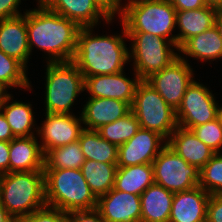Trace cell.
<instances>
[{"label":"cell","instance_id":"obj_36","mask_svg":"<svg viewBox=\"0 0 222 222\" xmlns=\"http://www.w3.org/2000/svg\"><path fill=\"white\" fill-rule=\"evenodd\" d=\"M94 1L111 19H116V20L123 14L127 2V0H94Z\"/></svg>","mask_w":222,"mask_h":222},{"label":"cell","instance_id":"obj_14","mask_svg":"<svg viewBox=\"0 0 222 222\" xmlns=\"http://www.w3.org/2000/svg\"><path fill=\"white\" fill-rule=\"evenodd\" d=\"M167 145V139L156 131L140 128L127 142L118 147L117 167L149 164Z\"/></svg>","mask_w":222,"mask_h":222},{"label":"cell","instance_id":"obj_35","mask_svg":"<svg viewBox=\"0 0 222 222\" xmlns=\"http://www.w3.org/2000/svg\"><path fill=\"white\" fill-rule=\"evenodd\" d=\"M22 1L26 0H0V20L23 15L28 9L24 8L22 13V7L20 6Z\"/></svg>","mask_w":222,"mask_h":222},{"label":"cell","instance_id":"obj_37","mask_svg":"<svg viewBox=\"0 0 222 222\" xmlns=\"http://www.w3.org/2000/svg\"><path fill=\"white\" fill-rule=\"evenodd\" d=\"M206 222H222V195H210L207 203Z\"/></svg>","mask_w":222,"mask_h":222},{"label":"cell","instance_id":"obj_24","mask_svg":"<svg viewBox=\"0 0 222 222\" xmlns=\"http://www.w3.org/2000/svg\"><path fill=\"white\" fill-rule=\"evenodd\" d=\"M217 8L205 6L200 9L176 10V46L178 49L190 38L215 25Z\"/></svg>","mask_w":222,"mask_h":222},{"label":"cell","instance_id":"obj_3","mask_svg":"<svg viewBox=\"0 0 222 222\" xmlns=\"http://www.w3.org/2000/svg\"><path fill=\"white\" fill-rule=\"evenodd\" d=\"M0 203L15 220L46 206L44 171L1 174Z\"/></svg>","mask_w":222,"mask_h":222},{"label":"cell","instance_id":"obj_1","mask_svg":"<svg viewBox=\"0 0 222 222\" xmlns=\"http://www.w3.org/2000/svg\"><path fill=\"white\" fill-rule=\"evenodd\" d=\"M36 7L26 11L28 45L31 56L34 49L42 51L46 62L73 60L80 27L73 21L51 11L36 0ZM35 47V48H34Z\"/></svg>","mask_w":222,"mask_h":222},{"label":"cell","instance_id":"obj_12","mask_svg":"<svg viewBox=\"0 0 222 222\" xmlns=\"http://www.w3.org/2000/svg\"><path fill=\"white\" fill-rule=\"evenodd\" d=\"M45 114V115H44ZM44 121L38 125L37 137L45 155L49 150L79 140L84 129L81 115L43 113Z\"/></svg>","mask_w":222,"mask_h":222},{"label":"cell","instance_id":"obj_41","mask_svg":"<svg viewBox=\"0 0 222 222\" xmlns=\"http://www.w3.org/2000/svg\"><path fill=\"white\" fill-rule=\"evenodd\" d=\"M14 138L10 125L7 123L6 117L0 110V141L10 142Z\"/></svg>","mask_w":222,"mask_h":222},{"label":"cell","instance_id":"obj_46","mask_svg":"<svg viewBox=\"0 0 222 222\" xmlns=\"http://www.w3.org/2000/svg\"><path fill=\"white\" fill-rule=\"evenodd\" d=\"M218 119L220 120V123L222 124V104L218 105Z\"/></svg>","mask_w":222,"mask_h":222},{"label":"cell","instance_id":"obj_17","mask_svg":"<svg viewBox=\"0 0 222 222\" xmlns=\"http://www.w3.org/2000/svg\"><path fill=\"white\" fill-rule=\"evenodd\" d=\"M81 115L85 129L97 130L102 125L112 123L131 111V105L118 99L86 98Z\"/></svg>","mask_w":222,"mask_h":222},{"label":"cell","instance_id":"obj_15","mask_svg":"<svg viewBox=\"0 0 222 222\" xmlns=\"http://www.w3.org/2000/svg\"><path fill=\"white\" fill-rule=\"evenodd\" d=\"M51 11L75 22L80 28L111 25V19L94 0H39ZM103 21V23H101Z\"/></svg>","mask_w":222,"mask_h":222},{"label":"cell","instance_id":"obj_10","mask_svg":"<svg viewBox=\"0 0 222 222\" xmlns=\"http://www.w3.org/2000/svg\"><path fill=\"white\" fill-rule=\"evenodd\" d=\"M198 80V81H197ZM187 87L180 106L176 110L178 126L191 130L218 117L219 100L207 84L197 78Z\"/></svg>","mask_w":222,"mask_h":222},{"label":"cell","instance_id":"obj_42","mask_svg":"<svg viewBox=\"0 0 222 222\" xmlns=\"http://www.w3.org/2000/svg\"><path fill=\"white\" fill-rule=\"evenodd\" d=\"M14 220L7 209L0 203V222H13Z\"/></svg>","mask_w":222,"mask_h":222},{"label":"cell","instance_id":"obj_43","mask_svg":"<svg viewBox=\"0 0 222 222\" xmlns=\"http://www.w3.org/2000/svg\"><path fill=\"white\" fill-rule=\"evenodd\" d=\"M215 26L218 28L220 37L222 39V8L217 9L216 19H215Z\"/></svg>","mask_w":222,"mask_h":222},{"label":"cell","instance_id":"obj_40","mask_svg":"<svg viewBox=\"0 0 222 222\" xmlns=\"http://www.w3.org/2000/svg\"><path fill=\"white\" fill-rule=\"evenodd\" d=\"M9 173V142L0 141V175Z\"/></svg>","mask_w":222,"mask_h":222},{"label":"cell","instance_id":"obj_38","mask_svg":"<svg viewBox=\"0 0 222 222\" xmlns=\"http://www.w3.org/2000/svg\"><path fill=\"white\" fill-rule=\"evenodd\" d=\"M67 222H105L96 210L71 211L67 213Z\"/></svg>","mask_w":222,"mask_h":222},{"label":"cell","instance_id":"obj_33","mask_svg":"<svg viewBox=\"0 0 222 222\" xmlns=\"http://www.w3.org/2000/svg\"><path fill=\"white\" fill-rule=\"evenodd\" d=\"M192 132L215 153H222V124L218 117L203 125L193 127Z\"/></svg>","mask_w":222,"mask_h":222},{"label":"cell","instance_id":"obj_11","mask_svg":"<svg viewBox=\"0 0 222 222\" xmlns=\"http://www.w3.org/2000/svg\"><path fill=\"white\" fill-rule=\"evenodd\" d=\"M178 56L164 69L152 74L145 81L154 88L175 111L180 106L187 87L195 79V70Z\"/></svg>","mask_w":222,"mask_h":222},{"label":"cell","instance_id":"obj_18","mask_svg":"<svg viewBox=\"0 0 222 222\" xmlns=\"http://www.w3.org/2000/svg\"><path fill=\"white\" fill-rule=\"evenodd\" d=\"M0 50L29 68V59L32 57L28 45L26 12L15 18L0 20Z\"/></svg>","mask_w":222,"mask_h":222},{"label":"cell","instance_id":"obj_16","mask_svg":"<svg viewBox=\"0 0 222 222\" xmlns=\"http://www.w3.org/2000/svg\"><path fill=\"white\" fill-rule=\"evenodd\" d=\"M96 210L105 222H140V195L112 188L97 198Z\"/></svg>","mask_w":222,"mask_h":222},{"label":"cell","instance_id":"obj_19","mask_svg":"<svg viewBox=\"0 0 222 222\" xmlns=\"http://www.w3.org/2000/svg\"><path fill=\"white\" fill-rule=\"evenodd\" d=\"M209 197L200 186L174 193L169 222H206Z\"/></svg>","mask_w":222,"mask_h":222},{"label":"cell","instance_id":"obj_30","mask_svg":"<svg viewBox=\"0 0 222 222\" xmlns=\"http://www.w3.org/2000/svg\"><path fill=\"white\" fill-rule=\"evenodd\" d=\"M84 162L79 141L51 149L44 155V169H80Z\"/></svg>","mask_w":222,"mask_h":222},{"label":"cell","instance_id":"obj_8","mask_svg":"<svg viewBox=\"0 0 222 222\" xmlns=\"http://www.w3.org/2000/svg\"><path fill=\"white\" fill-rule=\"evenodd\" d=\"M131 111L141 128L156 131L166 139L178 126L176 111L145 80L137 85Z\"/></svg>","mask_w":222,"mask_h":222},{"label":"cell","instance_id":"obj_20","mask_svg":"<svg viewBox=\"0 0 222 222\" xmlns=\"http://www.w3.org/2000/svg\"><path fill=\"white\" fill-rule=\"evenodd\" d=\"M27 171H44V154L37 135L9 142V172Z\"/></svg>","mask_w":222,"mask_h":222},{"label":"cell","instance_id":"obj_23","mask_svg":"<svg viewBox=\"0 0 222 222\" xmlns=\"http://www.w3.org/2000/svg\"><path fill=\"white\" fill-rule=\"evenodd\" d=\"M167 145L181 156L188 164L199 170L211 159L215 152L200 141L192 130L176 127L167 139Z\"/></svg>","mask_w":222,"mask_h":222},{"label":"cell","instance_id":"obj_6","mask_svg":"<svg viewBox=\"0 0 222 222\" xmlns=\"http://www.w3.org/2000/svg\"><path fill=\"white\" fill-rule=\"evenodd\" d=\"M44 76V113L75 114L79 95L84 93L85 78L72 62L46 63ZM75 104V105H74Z\"/></svg>","mask_w":222,"mask_h":222},{"label":"cell","instance_id":"obj_4","mask_svg":"<svg viewBox=\"0 0 222 222\" xmlns=\"http://www.w3.org/2000/svg\"><path fill=\"white\" fill-rule=\"evenodd\" d=\"M46 205L64 212L93 210L97 198L80 169H44Z\"/></svg>","mask_w":222,"mask_h":222},{"label":"cell","instance_id":"obj_44","mask_svg":"<svg viewBox=\"0 0 222 222\" xmlns=\"http://www.w3.org/2000/svg\"><path fill=\"white\" fill-rule=\"evenodd\" d=\"M206 5L216 7L217 9L222 8V0H204Z\"/></svg>","mask_w":222,"mask_h":222},{"label":"cell","instance_id":"obj_29","mask_svg":"<svg viewBox=\"0 0 222 222\" xmlns=\"http://www.w3.org/2000/svg\"><path fill=\"white\" fill-rule=\"evenodd\" d=\"M28 69L18 60L0 50V83L8 90L32 91Z\"/></svg>","mask_w":222,"mask_h":222},{"label":"cell","instance_id":"obj_13","mask_svg":"<svg viewBox=\"0 0 222 222\" xmlns=\"http://www.w3.org/2000/svg\"><path fill=\"white\" fill-rule=\"evenodd\" d=\"M126 70L109 75H94L85 78L84 92L86 98L118 99L132 105L140 77L133 71V78L125 73Z\"/></svg>","mask_w":222,"mask_h":222},{"label":"cell","instance_id":"obj_31","mask_svg":"<svg viewBox=\"0 0 222 222\" xmlns=\"http://www.w3.org/2000/svg\"><path fill=\"white\" fill-rule=\"evenodd\" d=\"M140 128L135 114L130 111L124 117L102 125L97 131L103 139L119 147L130 140Z\"/></svg>","mask_w":222,"mask_h":222},{"label":"cell","instance_id":"obj_25","mask_svg":"<svg viewBox=\"0 0 222 222\" xmlns=\"http://www.w3.org/2000/svg\"><path fill=\"white\" fill-rule=\"evenodd\" d=\"M174 193L153 183L140 195V222H169Z\"/></svg>","mask_w":222,"mask_h":222},{"label":"cell","instance_id":"obj_28","mask_svg":"<svg viewBox=\"0 0 222 222\" xmlns=\"http://www.w3.org/2000/svg\"><path fill=\"white\" fill-rule=\"evenodd\" d=\"M80 170L96 198L107 194L114 187L117 164L85 160Z\"/></svg>","mask_w":222,"mask_h":222},{"label":"cell","instance_id":"obj_34","mask_svg":"<svg viewBox=\"0 0 222 222\" xmlns=\"http://www.w3.org/2000/svg\"><path fill=\"white\" fill-rule=\"evenodd\" d=\"M21 222H67V212L46 205L23 218Z\"/></svg>","mask_w":222,"mask_h":222},{"label":"cell","instance_id":"obj_45","mask_svg":"<svg viewBox=\"0 0 222 222\" xmlns=\"http://www.w3.org/2000/svg\"><path fill=\"white\" fill-rule=\"evenodd\" d=\"M9 93L8 89L0 83V104Z\"/></svg>","mask_w":222,"mask_h":222},{"label":"cell","instance_id":"obj_27","mask_svg":"<svg viewBox=\"0 0 222 222\" xmlns=\"http://www.w3.org/2000/svg\"><path fill=\"white\" fill-rule=\"evenodd\" d=\"M78 141L85 160L117 164L118 147L103 139L97 130L84 128Z\"/></svg>","mask_w":222,"mask_h":222},{"label":"cell","instance_id":"obj_26","mask_svg":"<svg viewBox=\"0 0 222 222\" xmlns=\"http://www.w3.org/2000/svg\"><path fill=\"white\" fill-rule=\"evenodd\" d=\"M153 183L152 163L117 167L113 189L141 195Z\"/></svg>","mask_w":222,"mask_h":222},{"label":"cell","instance_id":"obj_9","mask_svg":"<svg viewBox=\"0 0 222 222\" xmlns=\"http://www.w3.org/2000/svg\"><path fill=\"white\" fill-rule=\"evenodd\" d=\"M154 183L172 193L192 189L199 184L200 170L188 164L166 145L152 162Z\"/></svg>","mask_w":222,"mask_h":222},{"label":"cell","instance_id":"obj_22","mask_svg":"<svg viewBox=\"0 0 222 222\" xmlns=\"http://www.w3.org/2000/svg\"><path fill=\"white\" fill-rule=\"evenodd\" d=\"M10 93L4 98L0 104V110L6 117L7 123L10 125L11 131L15 138L19 137H31L36 136L38 131V125L34 112L29 102H23L20 100H14V94Z\"/></svg>","mask_w":222,"mask_h":222},{"label":"cell","instance_id":"obj_21","mask_svg":"<svg viewBox=\"0 0 222 222\" xmlns=\"http://www.w3.org/2000/svg\"><path fill=\"white\" fill-rule=\"evenodd\" d=\"M179 56L188 63L190 59L201 61L203 64L204 62L212 64L214 61H220L222 59V39L218 28L214 25L201 34L188 39L179 48Z\"/></svg>","mask_w":222,"mask_h":222},{"label":"cell","instance_id":"obj_2","mask_svg":"<svg viewBox=\"0 0 222 222\" xmlns=\"http://www.w3.org/2000/svg\"><path fill=\"white\" fill-rule=\"evenodd\" d=\"M120 27L119 33L105 35L95 33L99 27L80 28L72 62L84 77L116 74L130 64L127 31L122 22Z\"/></svg>","mask_w":222,"mask_h":222},{"label":"cell","instance_id":"obj_5","mask_svg":"<svg viewBox=\"0 0 222 222\" xmlns=\"http://www.w3.org/2000/svg\"><path fill=\"white\" fill-rule=\"evenodd\" d=\"M127 33H148L176 45V9L169 1L127 0L118 18Z\"/></svg>","mask_w":222,"mask_h":222},{"label":"cell","instance_id":"obj_39","mask_svg":"<svg viewBox=\"0 0 222 222\" xmlns=\"http://www.w3.org/2000/svg\"><path fill=\"white\" fill-rule=\"evenodd\" d=\"M176 10L200 9L207 6L204 0H169Z\"/></svg>","mask_w":222,"mask_h":222},{"label":"cell","instance_id":"obj_7","mask_svg":"<svg viewBox=\"0 0 222 222\" xmlns=\"http://www.w3.org/2000/svg\"><path fill=\"white\" fill-rule=\"evenodd\" d=\"M132 71L141 80L159 72L179 56L178 47L168 39L148 33H127ZM132 62V64H131Z\"/></svg>","mask_w":222,"mask_h":222},{"label":"cell","instance_id":"obj_32","mask_svg":"<svg viewBox=\"0 0 222 222\" xmlns=\"http://www.w3.org/2000/svg\"><path fill=\"white\" fill-rule=\"evenodd\" d=\"M198 186L210 195H222V153H215L200 169Z\"/></svg>","mask_w":222,"mask_h":222}]
</instances>
